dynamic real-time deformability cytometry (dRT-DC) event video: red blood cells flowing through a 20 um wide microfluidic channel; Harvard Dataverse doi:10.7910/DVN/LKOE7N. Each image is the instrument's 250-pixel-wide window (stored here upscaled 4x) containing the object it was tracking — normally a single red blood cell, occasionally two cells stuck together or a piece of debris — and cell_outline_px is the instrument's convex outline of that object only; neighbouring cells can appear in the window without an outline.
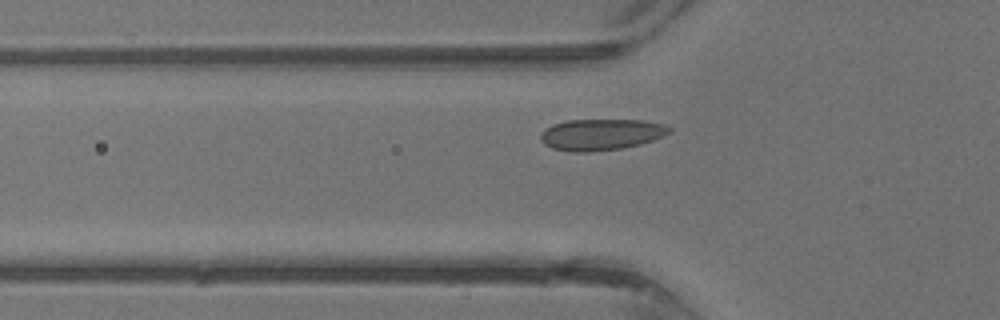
{"species": "common noctule bat (a hibernating species)", "species_latin": "Nyctalus noctula", "temperature_condition": "warm", "stored_images_in_passage": 31, "camera_frame_rate_fps": 3000, "um_per_image_px": 0.085, "animal": {"sex": "male", "body_mass_g": 13.3}, "frame": {"image": 1, "passage_image": 8, "time_ms": 2.333, "image_size_px": [1000, 320], "cell_outline_px": [[672, 128], [668, 132], [652, 140], [640, 144], [620, 148], [588, 152], [572, 152], [552, 148], [544, 144], [540, 140], [540, 136], [544, 128], [552, 124], [568, 120], [644, 120], [664, 124]], "centroid_in_image_um": [51.04, 11.43], "position_along_channel_um": 74.8, "area_um2": 23.35}}
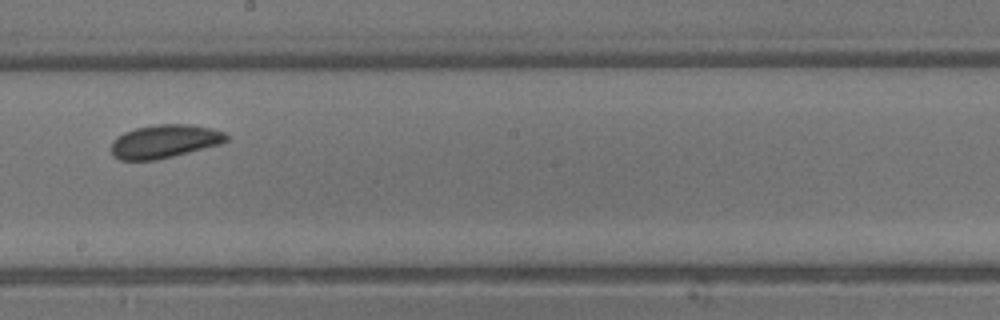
{"frame": {"image": 2, "passage_image": 17, "time_ms": 5.333, "image_size_px": [1000, 320], "cell_outline_px": [[228, 140], [220, 144], [156, 160], [120, 160], [112, 156], [112, 140], [116, 136], [124, 132], [136, 128], [156, 124], [188, 124], [212, 128], [224, 132], [228, 136]], "centroid_in_image_um": [13.96, 12.01], "position_along_channel_um": 234.2, "area_um2": 22.37}}
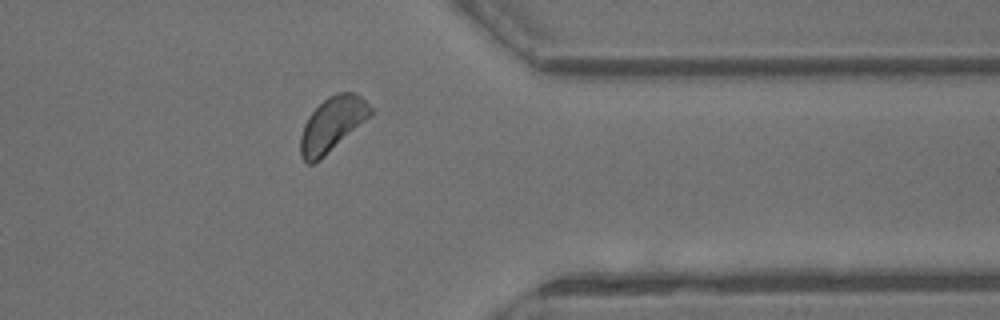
{"frame": {"image": 3, "passage_image": 26, "time_ms": 8.333, "image_size_px": [1000, 320], "cell_outline_px": [[376, 112], [372, 116], [320, 160], [312, 164], [308, 164], [300, 156], [300, 136], [304, 124], [308, 116], [328, 96], [336, 92], [352, 92], [360, 96]], "centroid_in_image_um": [28.25, 10.57], "position_along_channel_um": 383.1, "area_um2": 22.43}}